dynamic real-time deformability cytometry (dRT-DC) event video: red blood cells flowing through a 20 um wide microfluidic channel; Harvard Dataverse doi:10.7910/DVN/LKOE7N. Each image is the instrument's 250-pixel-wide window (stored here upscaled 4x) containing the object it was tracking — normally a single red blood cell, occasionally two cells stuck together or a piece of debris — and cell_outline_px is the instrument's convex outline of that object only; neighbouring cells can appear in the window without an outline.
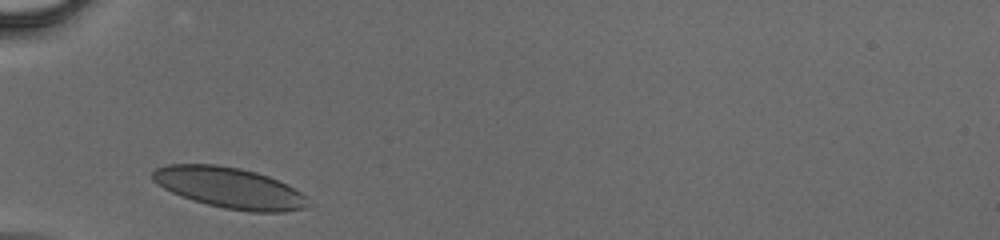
{"species": "human", "species_latin": "Homo sapiens", "temperature_condition": "cold", "stored_images_in_passage": 24, "camera_frame_rate_fps": 3000, "um_per_image_px": 0.085, "donor": {"sex": "male"}, "frame": {"image": 1, "passage_image": 1, "time_ms": 0.0, "image_size_px": [1000, 240], "cell_outline_px": [[312, 204], [304, 208], [284, 212], [252, 212], [224, 208], [192, 200], [180, 196], [156, 184], [152, 180], [152, 172], [156, 168], [168, 164], [216, 164], [240, 168], [256, 172], [268, 176], [288, 184], [300, 192]], "centroid_in_image_um": [19.51, 15.96], "position_along_channel_um": 65.5, "area_um2": 37.11}}
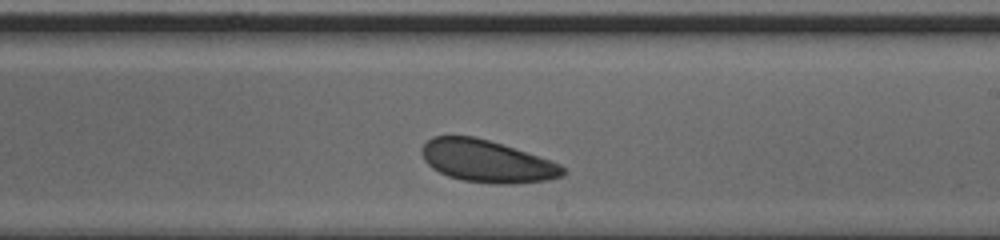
{"frame": {"image": 2, "passage_image": 14, "time_ms": 4.333, "image_size_px": [1000, 240], "cell_outline_px": [[564, 176], [548, 180], [512, 184], [492, 184], [464, 180], [448, 176], [432, 168], [424, 160], [420, 152], [420, 148], [432, 136], [476, 136], [560, 164], [564, 168]], "centroid_in_image_um": [41.34, 13.71], "position_along_channel_um": 247.7, "area_um2": 34.39}}
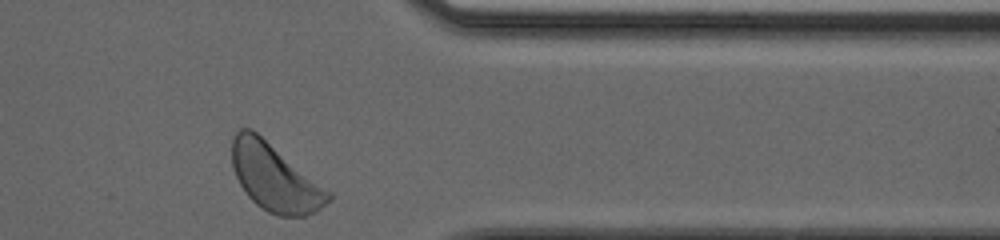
{"frame": {"image": 3, "passage_image": 24, "time_ms": 7.667, "image_size_px": [1000, 240], "cell_outline_px": [[332, 200], [316, 212], [304, 216], [280, 216], [268, 212], [256, 204], [248, 196], [240, 184], [232, 168], [232, 136], [240, 128], [252, 128], [332, 192]], "centroid_in_image_um": [23.37, 15.09], "position_along_channel_um": 388.0, "area_um2": 37.92}}